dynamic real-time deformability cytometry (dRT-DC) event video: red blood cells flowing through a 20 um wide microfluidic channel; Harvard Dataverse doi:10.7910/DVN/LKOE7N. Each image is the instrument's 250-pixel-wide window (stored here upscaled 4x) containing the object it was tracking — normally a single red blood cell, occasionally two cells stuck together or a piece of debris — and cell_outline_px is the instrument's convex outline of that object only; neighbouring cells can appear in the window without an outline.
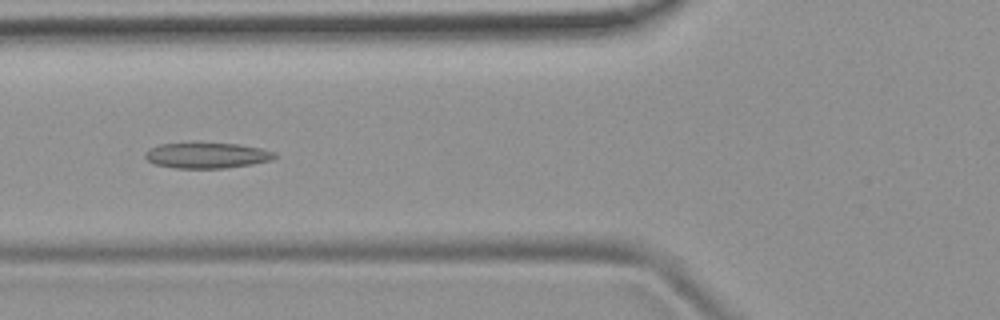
{"species": "common noctule bat (a hibernating species)", "species_latin": "Nyctalus noctula", "temperature_condition": "room temperature", "stored_images_in_passage": 52, "camera_frame_rate_fps": 3000, "um_per_image_px": 0.085, "animal": {"sex": "female", "body_mass_g": 19.9}, "frame": {"image": 1, "passage_image": 20, "time_ms": 6.333, "image_size_px": [1000, 320], "cell_outline_px": [[276, 156], [272, 160], [252, 164], [224, 168], [176, 168], [156, 164], [148, 160], [144, 156], [144, 152], [148, 148], [160, 144], [240, 144], [260, 148], [276, 152]], "centroid_in_image_um": [17.59, 13.22], "position_along_channel_um": 108.2, "area_um2": 19.07}}
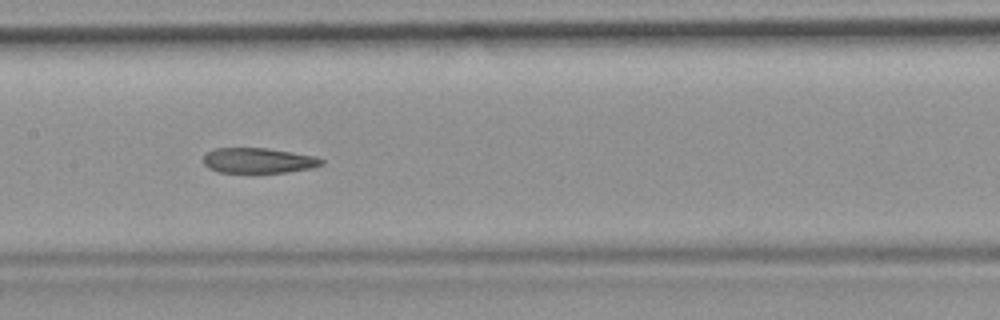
{"frame": {"image": 2, "passage_image": 26, "time_ms": 8.333, "image_size_px": [1000, 320], "cell_outline_px": [[324, 164], [312, 168], [288, 172], [220, 172], [208, 168], [204, 164], [204, 156], [212, 148], [268, 148], [316, 156], [324, 160]], "centroid_in_image_um": [21.99, 13.64], "position_along_channel_um": 185.4, "area_um2": 17.4}}
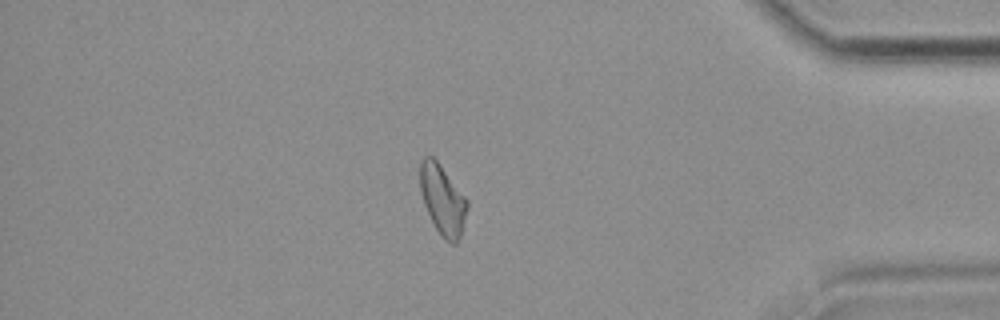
{"frame": {"image": 3, "passage_image": 45, "time_ms": 14.667, "image_size_px": [1000, 320], "cell_outline_px": [[468, 208], [460, 236], [456, 244], [452, 244], [444, 240], [436, 228], [424, 204], [420, 192], [420, 164], [424, 156], [432, 156], [440, 164], [468, 200]], "centroid_in_image_um": [37.63, 16.98], "position_along_channel_um": 397.6, "area_um2": 19.07}, "authors_computed_cell_mechanics": {"area_um2": 19.4786, "velocity_mm_per_s": 3.868, "shape_relaxation_time_tau1_ms": null, "shape_relaxation_time_tau2_ms": 2.8655, "deformation_change_tau1": null, "deformation_change_tau2": 0.0929}}